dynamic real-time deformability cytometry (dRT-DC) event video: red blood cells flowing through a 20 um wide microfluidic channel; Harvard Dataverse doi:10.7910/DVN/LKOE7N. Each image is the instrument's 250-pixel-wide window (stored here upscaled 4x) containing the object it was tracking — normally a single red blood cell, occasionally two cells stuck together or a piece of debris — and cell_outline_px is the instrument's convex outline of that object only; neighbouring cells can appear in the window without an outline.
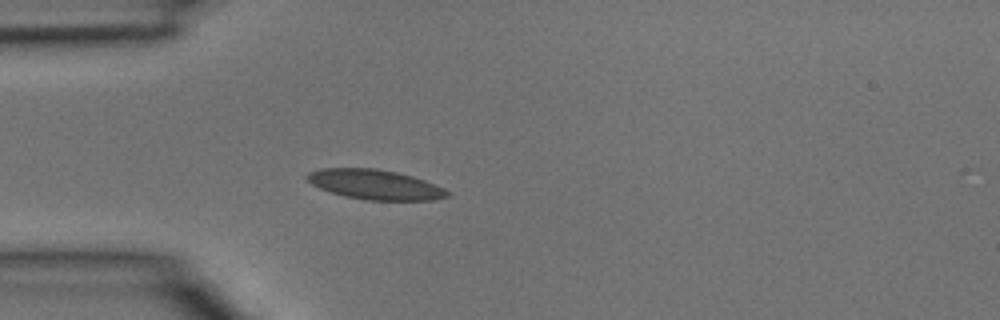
{"species": "common noctule bat (a hibernating species)", "species_latin": "Nyctalus noctula", "temperature_condition": "room temperature", "stored_images_in_passage": 2, "camera_frame_rate_fps": 3000, "um_per_image_px": 0.085, "animal": {"sex": "male", "body_mass_g": 15.6}, "frame": {"image": 1, "passage_image": 2, "time_ms": 0.333, "image_size_px": [1000, 320], "cell_outline_px": [[448, 196], [436, 200], [368, 200], [344, 196], [320, 188], [312, 184], [304, 176], [308, 172], [320, 168], [376, 168], [396, 172], [412, 176], [424, 180], [444, 188], [448, 192]], "centroid_in_image_um": [31.86, 15.68], "position_along_channel_um": 53.1, "area_um2": 24.28}}